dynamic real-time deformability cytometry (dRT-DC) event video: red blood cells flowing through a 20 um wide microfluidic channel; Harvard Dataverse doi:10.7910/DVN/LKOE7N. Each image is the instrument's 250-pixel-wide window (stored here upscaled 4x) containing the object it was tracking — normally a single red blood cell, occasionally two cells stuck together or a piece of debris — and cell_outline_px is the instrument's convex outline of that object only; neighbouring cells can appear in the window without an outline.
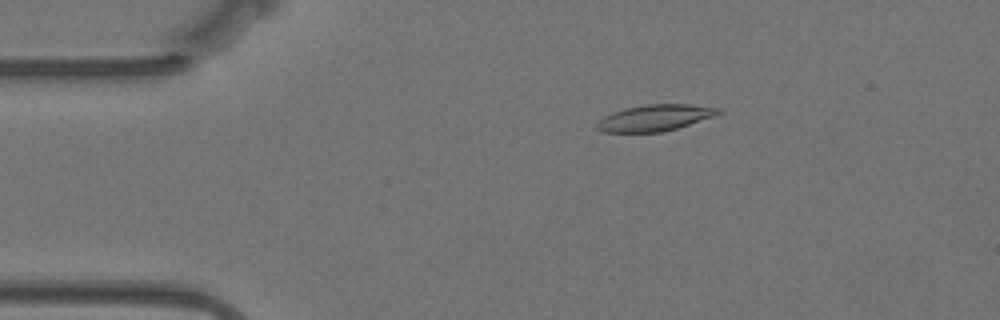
{"species": "Egyptian fruit bat (a non-hibernating species)", "species_latin": "Rousettus aegyptiacus", "temperature_condition": "warm", "stored_images_in_passage": 57, "camera_frame_rate_fps": 3000, "um_per_image_px": 0.085, "animal": {"sex": "female"}, "frame": {"image": 1, "passage_image": 10, "time_ms": 3.0, "image_size_px": [1000, 320], "cell_outline_px": [[720, 112], [712, 116], [676, 128], [660, 132], [604, 132], [596, 128], [596, 124], [604, 116], [612, 112], [624, 108], [644, 104], [688, 104], [720, 108]], "centroid_in_image_um": [55.6, 10.0], "position_along_channel_um": 29.4, "area_um2": 18.32}}
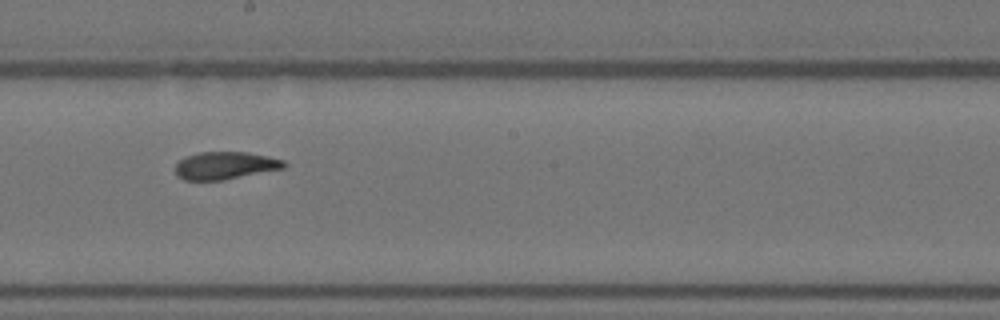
{"frame": {"image": 2, "passage_image": 31, "time_ms": 10.0, "image_size_px": [1000, 320], "cell_outline_px": [[288, 164], [284, 168], [220, 180], [184, 180], [176, 176], [176, 164], [180, 160], [188, 156], [200, 152], [248, 152], [268, 156], [284, 160]], "centroid_in_image_um": [19.15, 14.06], "position_along_channel_um": 229.1, "area_um2": 17.28}}
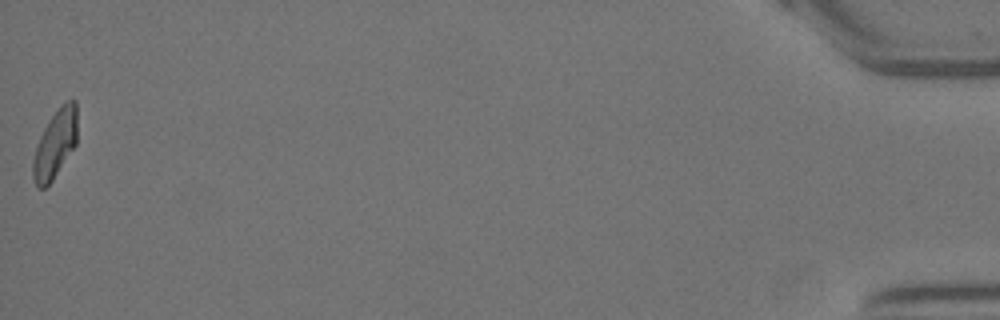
{"frame": {"image": 3, "passage_image": 57, "time_ms": 18.667, "image_size_px": [1000, 320], "cell_outline_px": [[76, 144], [52, 180], [44, 188], [36, 188], [32, 176], [32, 160], [40, 136], [48, 120], [60, 104], [64, 100], [76, 100]], "centroid_in_image_um": [4.67, 12.22], "position_along_channel_um": 430.5, "area_um2": 17.57}, "authors_computed_cell_mechanics": {"area_um2": 18.0914, "velocity_mm_per_s": 3.513, "shape_relaxation_time_tau1_ms": 5.726, "shape_relaxation_time_tau2_ms": 2.9861, "deformation_change_tau1": 0.1834, "deformation_change_tau2": 0.0579}}